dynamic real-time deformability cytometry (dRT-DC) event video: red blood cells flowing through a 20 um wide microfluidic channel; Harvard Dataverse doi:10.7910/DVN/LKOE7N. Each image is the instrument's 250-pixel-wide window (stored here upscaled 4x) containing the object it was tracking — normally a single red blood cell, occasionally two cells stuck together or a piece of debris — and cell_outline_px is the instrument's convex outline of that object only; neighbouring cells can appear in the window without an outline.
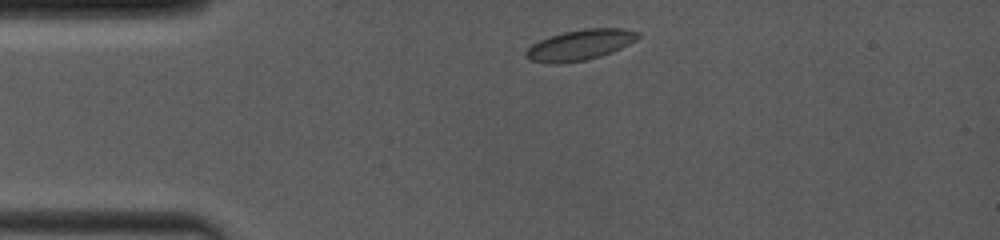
{"species": "common noctule bat (a hibernating species)", "species_latin": "Nyctalus noctula", "temperature_condition": "room temperature", "stored_images_in_passage": 17, "camera_frame_rate_fps": 4000, "um_per_image_px": 0.085, "animal": {"sex": "female", "body_mass_g": 19.0, "forearm_length_mm": 53.3}, "frame": {"image": 1, "passage_image": 2, "time_ms": 0.5, "image_size_px": [1000, 240], "cell_outline_px": [[640, 36], [636, 40], [612, 52], [600, 56], [584, 60], [556, 64], [552, 64], [532, 60], [528, 56], [528, 48], [532, 44], [548, 36], [564, 32], [584, 28], [624, 28], [640, 32]], "centroid_in_image_um": [49.35, 3.8], "position_along_channel_um": 35.6, "area_um2": 19.71}}
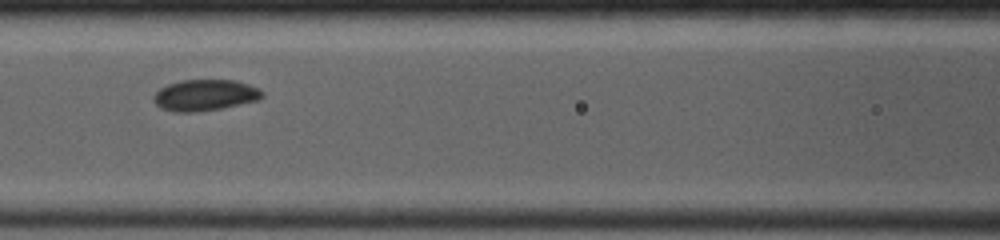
{"frame": {"image": 2, "passage_image": 11, "time_ms": 4.25, "image_size_px": [1000, 240], "cell_outline_px": [[264, 96], [260, 100], [220, 108], [196, 112], [172, 112], [160, 108], [152, 100], [152, 96], [160, 88], [168, 84], [184, 80], [236, 80], [248, 84], [264, 92]], "centroid_in_image_um": [17.4, 8.09], "position_along_channel_um": 149.2, "area_um2": 19.83}}
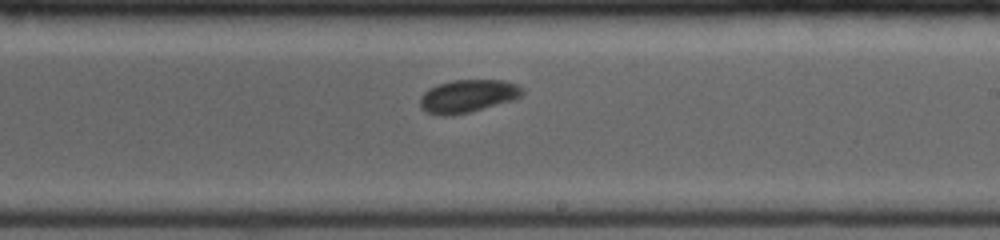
{"frame": {"image": 3, "passage_image": 17, "time_ms": 6.75, "image_size_px": [1000, 240], "cell_outline_px": [[524, 92], [520, 96], [512, 100], [468, 112], [452, 116], [436, 116], [424, 112], [420, 108], [420, 96], [424, 92], [440, 84], [452, 80], [504, 80], [516, 84], [524, 88]], "centroid_in_image_um": [39.73, 8.18], "position_along_channel_um": 249.3, "area_um2": 19.59}}